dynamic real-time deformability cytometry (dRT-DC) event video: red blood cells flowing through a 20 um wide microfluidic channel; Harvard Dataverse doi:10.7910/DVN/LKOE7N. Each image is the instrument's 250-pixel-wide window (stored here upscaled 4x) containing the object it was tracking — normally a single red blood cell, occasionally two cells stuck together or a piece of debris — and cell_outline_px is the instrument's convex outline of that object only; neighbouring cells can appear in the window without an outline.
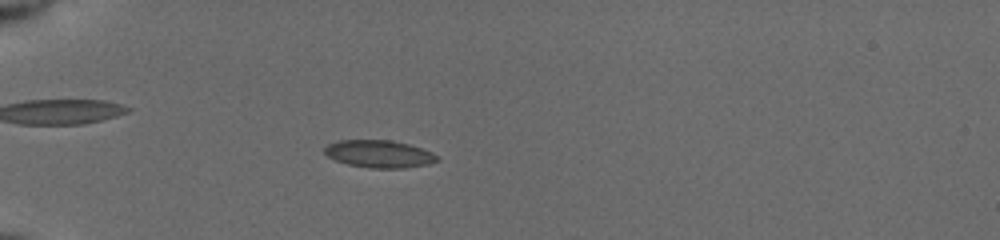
{"species": "common noctule bat (a hibernating species)", "species_latin": "Nyctalus noctula", "temperature_condition": "cold", "stored_images_in_passage": 55, "camera_frame_rate_fps": 3000, "um_per_image_px": 0.085, "animal": {"sex": "female", "body_mass_g": 19.5, "forearm_length_mm": 54.1}, "frame": {"image": 1, "passage_image": 18, "time_ms": 5.667, "image_size_px": [1000, 240], "cell_outline_px": [[440, 160], [428, 164], [404, 168], [368, 168], [348, 164], [336, 160], [328, 156], [324, 152], [324, 148], [328, 144], [340, 140], [392, 140], [408, 144], [432, 152], [440, 156]], "centroid_in_image_um": [32.26, 13.08], "position_along_channel_um": 52.7, "area_um2": 18.03}}
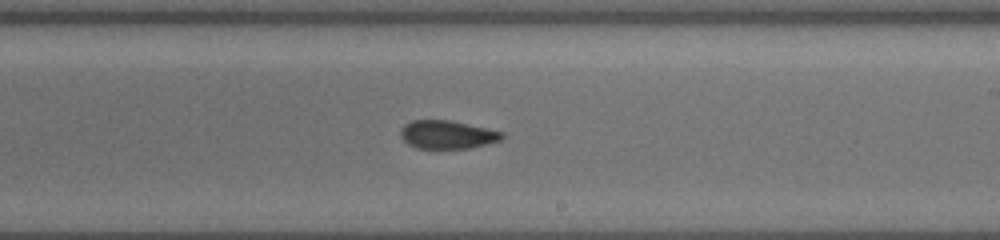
{"frame": {"image": 2, "passage_image": 35, "time_ms": 11.333, "image_size_px": [1000, 240], "cell_outline_px": [[504, 140], [472, 148], [416, 148], [408, 144], [400, 136], [400, 128], [404, 124], [412, 120], [448, 120], [504, 132]], "centroid_in_image_um": [38.03, 11.45], "position_along_channel_um": 251.0, "area_um2": 16.82}}
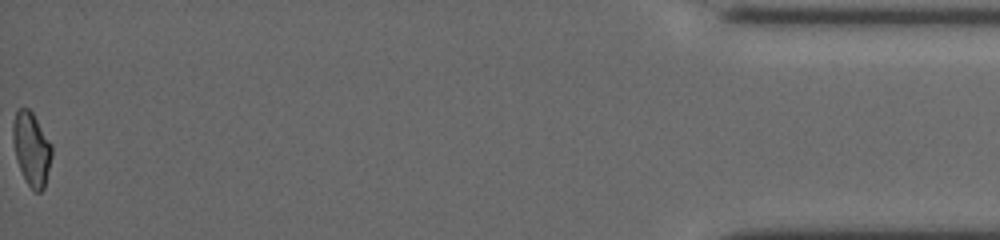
{"frame": {"image": 3, "passage_image": 55, "time_ms": 18.0, "image_size_px": [1000, 240], "cell_outline_px": [[52, 156], [44, 188], [40, 192], [36, 192], [28, 184], [16, 160], [12, 140], [12, 124], [16, 112], [20, 108], [28, 108], [32, 112], [52, 144]], "centroid_in_image_um": [2.67, 12.63], "position_along_channel_um": 432.5, "area_um2": 16.59}, "authors_computed_cell_mechanics": {"area_um2": 17.3978, "velocity_mm_per_s": 3.9363, "shape_relaxation_time_tau1_ms": null, "shape_relaxation_time_tau2_ms": 2.1372, "deformation_change_tau1": null, "deformation_change_tau2": 0.0621}}